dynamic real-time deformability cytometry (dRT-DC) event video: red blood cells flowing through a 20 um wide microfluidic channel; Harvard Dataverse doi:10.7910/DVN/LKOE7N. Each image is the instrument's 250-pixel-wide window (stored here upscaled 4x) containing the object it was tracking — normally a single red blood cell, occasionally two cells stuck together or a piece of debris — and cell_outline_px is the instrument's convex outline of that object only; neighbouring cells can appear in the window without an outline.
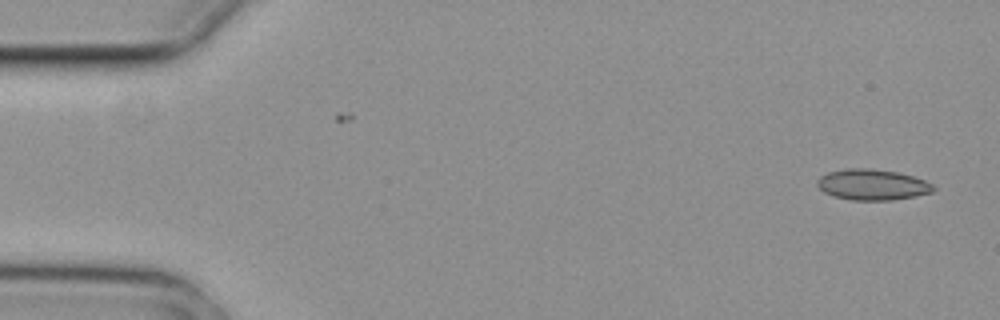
{"species": "common noctule bat (a hibernating species)", "species_latin": "Nyctalus noctula", "temperature_condition": "cold", "stored_images_in_passage": 2, "camera_frame_rate_fps": 3000, "um_per_image_px": 0.085, "animal": {"sex": "female", "body_mass_g": 29.2, "forearm_length_mm": 56.3}, "frame": {"image": 1, "passage_image": 2, "time_ms": 0.333, "image_size_px": [1000, 320], "cell_outline_px": [[936, 188], [932, 192], [916, 196], [892, 200], [852, 200], [832, 196], [824, 192], [816, 184], [816, 180], [820, 176], [828, 172], [844, 168], [872, 168], [896, 172], [912, 176], [924, 180], [932, 184]], "centroid_in_image_um": [74.12, 15.69], "position_along_channel_um": 10.9, "area_um2": 20.98}}